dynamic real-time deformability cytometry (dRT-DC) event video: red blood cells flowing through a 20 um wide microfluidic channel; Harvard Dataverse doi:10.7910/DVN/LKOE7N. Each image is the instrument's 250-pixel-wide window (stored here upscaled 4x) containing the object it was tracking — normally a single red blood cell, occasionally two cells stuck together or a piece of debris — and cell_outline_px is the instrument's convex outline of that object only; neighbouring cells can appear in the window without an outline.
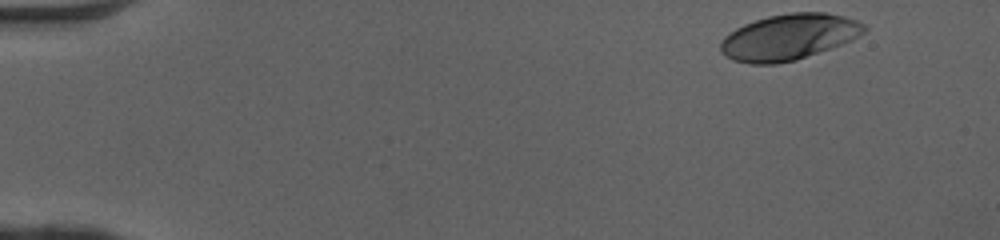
{"species": "human", "species_latin": "Homo sapiens", "temperature_condition": "cold", "stored_images_in_passage": 41, "camera_frame_rate_fps": 3000, "um_per_image_px": 0.085, "donor": {"sex": "female"}, "frame": {"image": 1, "passage_image": 1, "time_ms": 0.0, "image_size_px": [1000, 240], "cell_outline_px": [[868, 28], [864, 32], [852, 40], [796, 60], [776, 64], [748, 64], [732, 60], [724, 56], [720, 52], [720, 40], [724, 36], [736, 28], [744, 24], [768, 16], [792, 12], [824, 12], [844, 16], [856, 20], [864, 24]], "centroid_in_image_um": [67.02, 3.15], "position_along_channel_um": 18.0, "area_um2": 38.55}}
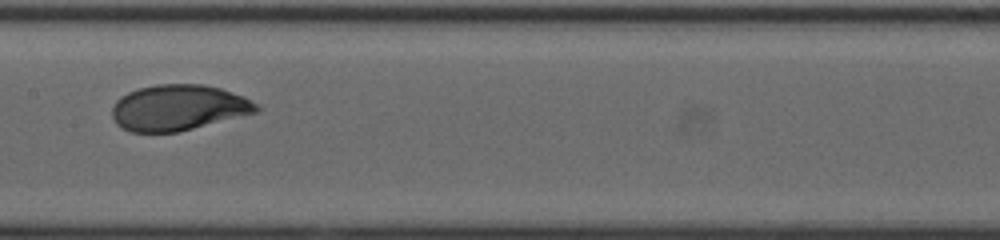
{"frame": {"image": 2, "passage_image": 23, "time_ms": 7.333, "image_size_px": [1000, 240], "cell_outline_px": [[260, 108], [256, 112], [180, 132], [132, 132], [120, 128], [116, 124], [112, 116], [112, 104], [120, 96], [128, 92], [140, 88], [156, 84], [204, 84], [220, 88], [244, 96], [256, 104]], "centroid_in_image_um": [15.12, 9.15], "position_along_channel_um": 192.3, "area_um2": 38.61}}
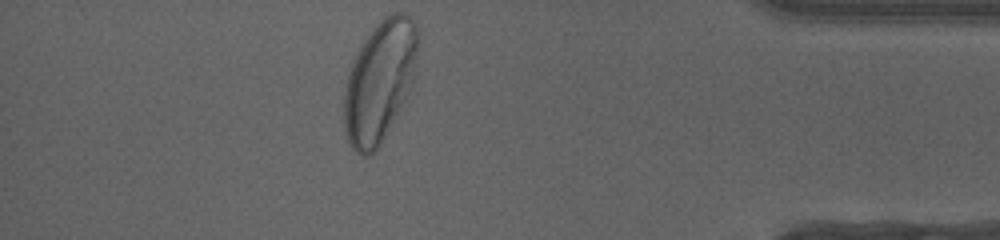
{"frame": {"image": 3, "passage_image": 41, "time_ms": 13.333, "image_size_px": [1000, 240], "cell_outline_px": [[420, 40], [412, 84], [396, 116], [376, 152], [368, 156], [360, 156], [348, 144], [344, 128], [344, 88], [352, 60], [364, 40], [372, 28], [384, 16], [392, 12], [404, 12], [416, 24]], "centroid_in_image_um": [32.26, 6.91], "position_along_channel_um": 402.9, "area_um2": 52.54}, "authors_computed_cell_mechanics": {"area_um2": 38.6682, "velocity_mm_per_s": 4.0723, "shape_relaxation_time_tau1_ms": 2.9104, "shape_relaxation_time_tau2_ms": null, "deformation_change_tau1": 0.1861, "deformation_change_tau2": null}}